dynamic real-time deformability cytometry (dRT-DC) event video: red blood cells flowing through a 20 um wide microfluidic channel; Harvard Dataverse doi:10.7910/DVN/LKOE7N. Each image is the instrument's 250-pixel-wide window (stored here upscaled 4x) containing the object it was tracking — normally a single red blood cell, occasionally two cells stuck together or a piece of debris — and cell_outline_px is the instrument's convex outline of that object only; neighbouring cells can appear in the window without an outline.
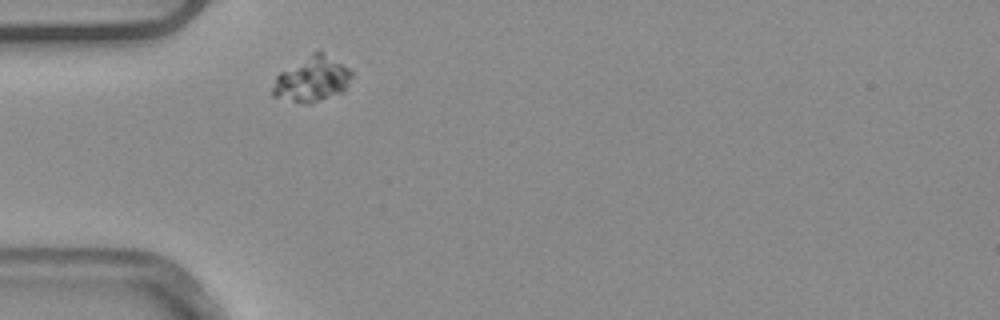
{"species": "common noctule bat (a hibernating species)", "species_latin": "Nyctalus noctula", "temperature_condition": "warm", "stored_images_in_passage": 1, "camera_frame_rate_fps": 3000, "um_per_image_px": 0.085, "animal": {"sex": "male", "body_mass_g": 20.4}, "frame": {"image": 1, "passage_image": 1, "time_ms": 0.0, "image_size_px": [1000, 320], "cell_outline_px": [[352, 76], [344, 92], [308, 104], [304, 104], [272, 96], [272, 88], [276, 76], [280, 72], [316, 52], [320, 52], [348, 68], [352, 72]], "centroid_in_image_um": [26.51, 6.79], "position_along_channel_um": 58.5, "area_um2": 20.17}}